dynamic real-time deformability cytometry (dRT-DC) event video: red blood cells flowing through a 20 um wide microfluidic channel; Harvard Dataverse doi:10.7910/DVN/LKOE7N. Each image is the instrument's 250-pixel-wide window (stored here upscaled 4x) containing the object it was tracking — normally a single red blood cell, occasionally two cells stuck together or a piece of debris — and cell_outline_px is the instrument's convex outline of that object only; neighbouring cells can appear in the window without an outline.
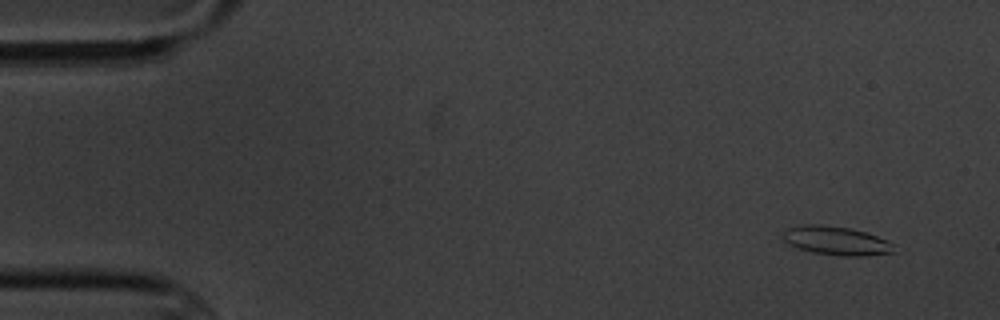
{"species": "common noctule bat (a hibernating species)", "species_latin": "Nyctalus noctula", "temperature_condition": "cold", "stored_images_in_passage": 6, "camera_frame_rate_fps": 3000, "um_per_image_px": 0.085, "animal": {"sex": "male", "body_mass_g": 20.1, "forearm_length_mm": 53.5}, "frame": {"image": 1, "passage_image": 1, "time_ms": 0.0, "image_size_px": [1000, 320], "cell_outline_px": [[896, 252], [864, 256], [844, 256], [812, 252], [788, 244], [784, 240], [784, 232], [788, 228], [800, 224], [820, 224], [848, 228], [864, 232], [888, 240], [892, 244]], "centroid_in_image_um": [71.09, 20.46], "position_along_channel_um": 13.9, "area_um2": 18.44}}
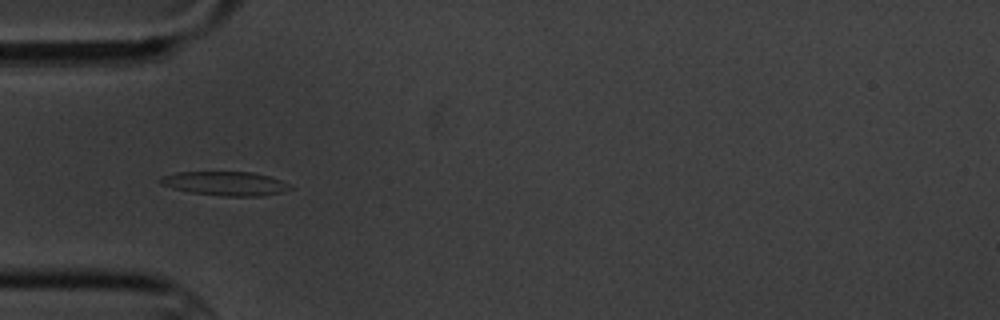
{"frame": {"image": 2, "passage_image": 5, "time_ms": 4.667, "image_size_px": [1000, 320], "cell_outline_px": [[292, 188], [284, 192], [260, 196], [220, 196], [192, 192], [172, 188], [160, 184], [156, 180], [160, 176], [176, 172], [252, 172], [268, 176], [292, 184]], "centroid_in_image_um": [19.13, 15.59], "position_along_channel_um": 65.9, "area_um2": 18.32}}
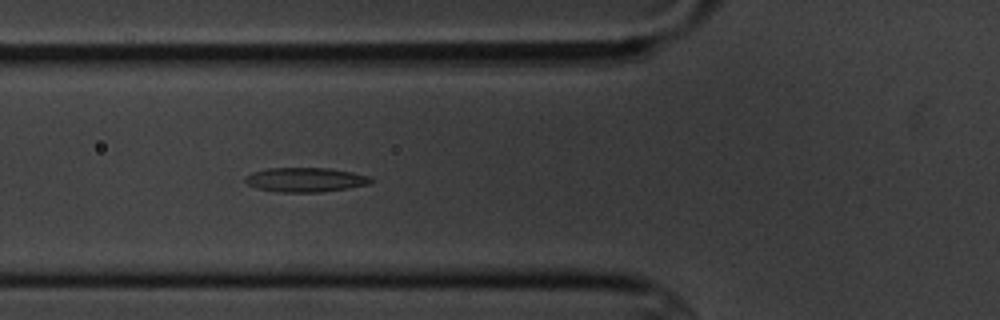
{"frame": {"image": 3, "passage_image": 6, "time_ms": 5.667, "image_size_px": [1000, 320], "cell_outline_px": [[376, 180], [372, 184], [348, 188], [320, 192], [280, 192], [260, 188], [248, 184], [244, 180], [252, 172], [268, 168], [328, 168], [352, 172], [368, 176]], "centroid_in_image_um": [26.04, 15.27], "position_along_channel_um": 99.8, "area_um2": 17.74}}